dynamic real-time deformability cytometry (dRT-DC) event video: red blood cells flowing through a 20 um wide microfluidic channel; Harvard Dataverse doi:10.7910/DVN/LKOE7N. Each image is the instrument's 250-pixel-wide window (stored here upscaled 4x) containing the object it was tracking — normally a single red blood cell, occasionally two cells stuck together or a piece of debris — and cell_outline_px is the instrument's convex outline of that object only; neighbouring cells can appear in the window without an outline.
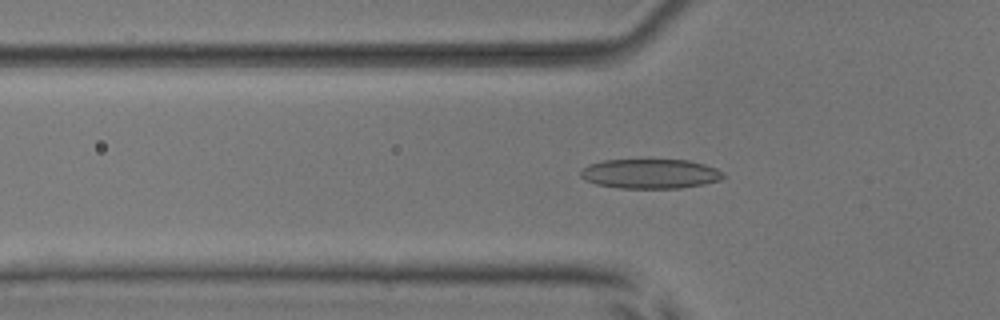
{"species": "common noctule bat (a hibernating species)", "species_latin": "Nyctalus noctula", "temperature_condition": "room temperature", "stored_images_in_passage": 50, "camera_frame_rate_fps": 3000, "um_per_image_px": 0.085, "animal": {"sex": "male", "body_mass_g": 17.9, "forearm_length_mm": 54.2}, "frame": {"image": 1, "passage_image": 18, "time_ms": 5.667, "image_size_px": [1000, 320], "cell_outline_px": [[724, 176], [720, 180], [704, 184], [680, 188], [620, 188], [596, 184], [580, 176], [580, 172], [588, 164], [604, 160], [688, 160], [704, 164], [716, 168], [724, 172]], "centroid_in_image_um": [55.29, 14.77], "position_along_channel_um": 70.5, "area_um2": 24.51}}
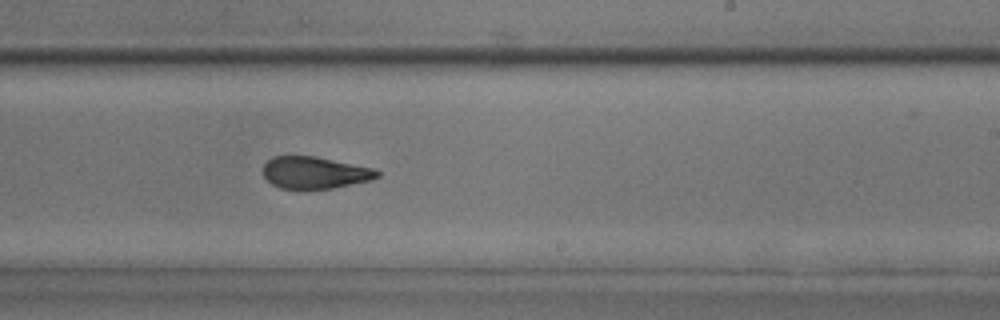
{"frame": {"image": 2, "passage_image": 33, "time_ms": 10.667, "image_size_px": [1000, 320], "cell_outline_px": [[380, 176], [372, 180], [332, 188], [304, 192], [280, 188], [272, 184], [264, 176], [264, 164], [272, 156], [316, 156], [376, 168], [380, 172]], "centroid_in_image_um": [26.78, 14.71], "position_along_channel_um": 262.2, "area_um2": 22.02}}
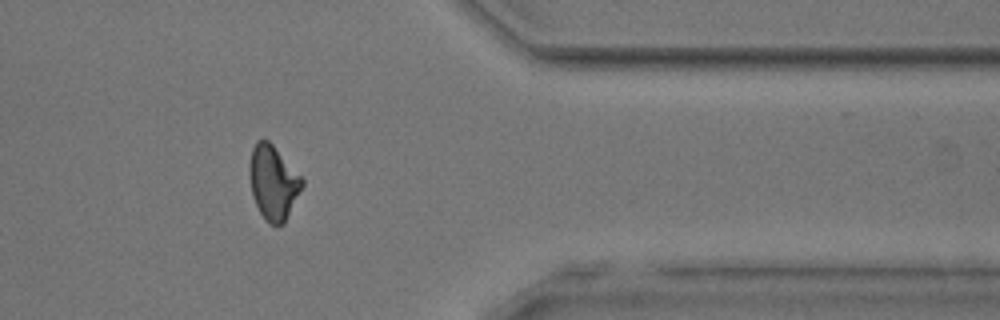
{"frame": {"image": 3, "passage_image": 44, "time_ms": 14.333, "image_size_px": [1000, 320], "cell_outline_px": [[304, 184], [284, 224], [268, 224], [264, 220], [252, 196], [248, 172], [248, 164], [252, 148], [256, 140], [268, 140], [272, 144], [304, 180]], "centroid_in_image_um": [23.19, 15.52], "position_along_channel_um": 388.2, "area_um2": 22.77}, "authors_computed_cell_mechanics": {"area_um2": 22.831, "velocity_mm_per_s": 3.8504, "shape_relaxation_time_tau1_ms": 5.9224, "shape_relaxation_time_tau2_ms": 1.6222, "deformation_change_tau1": 0.1809, "deformation_change_tau2": 0.0813}}